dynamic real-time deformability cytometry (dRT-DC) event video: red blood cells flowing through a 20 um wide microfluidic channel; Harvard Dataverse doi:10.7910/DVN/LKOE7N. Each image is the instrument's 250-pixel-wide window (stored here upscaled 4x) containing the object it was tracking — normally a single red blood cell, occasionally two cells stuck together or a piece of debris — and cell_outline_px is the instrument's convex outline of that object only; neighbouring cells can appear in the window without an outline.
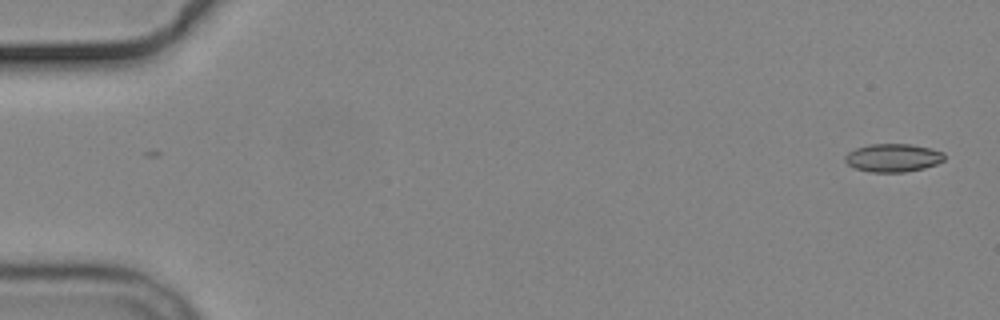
{"species": "common noctule bat (a hibernating species)", "species_latin": "Nyctalus noctula", "temperature_condition": "cold", "stored_images_in_passage": 2, "camera_frame_rate_fps": 3000, "um_per_image_px": 0.085, "animal": {"sex": "male", "body_mass_g": 19.2, "forearm_length_mm": 51.8}, "frame": {"image": 1, "passage_image": 2, "time_ms": 1.333, "image_size_px": [1000, 320], "cell_outline_px": [[944, 160], [936, 164], [924, 168], [904, 172], [868, 172], [856, 168], [848, 164], [844, 160], [844, 156], [848, 152], [856, 148], [868, 144], [912, 144], [944, 152]], "centroid_in_image_um": [75.89, 13.41], "position_along_channel_um": 9.1, "area_um2": 16.3}}